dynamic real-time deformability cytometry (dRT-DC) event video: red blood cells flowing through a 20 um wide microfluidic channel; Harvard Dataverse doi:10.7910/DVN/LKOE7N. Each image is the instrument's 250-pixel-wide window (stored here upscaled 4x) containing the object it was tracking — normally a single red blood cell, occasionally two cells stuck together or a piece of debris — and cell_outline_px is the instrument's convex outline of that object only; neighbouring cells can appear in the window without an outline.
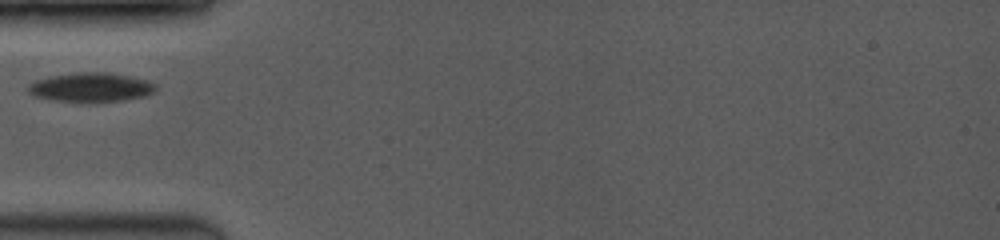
{"species": "common noctule bat (a hibernating species)", "species_latin": "Nyctalus noctula", "temperature_condition": "room temperature", "stored_images_in_passage": 16, "camera_frame_rate_fps": 3500, "um_per_image_px": 0.085, "animal": {"sex": "female", "body_mass_g": 19.0, "forearm_length_mm": 53.3}, "frame": {"image": 1, "passage_image": 1, "time_ms": 0.0, "image_size_px": [1000, 240], "cell_outline_px": [[156, 88], [152, 92], [144, 96], [124, 100], [96, 104], [92, 104], [56, 100], [36, 96], [28, 92], [28, 84], [36, 80], [48, 76], [76, 72], [112, 72], [148, 80], [156, 84]], "centroid_in_image_um": [7.74, 7.43], "position_along_channel_um": 77.3, "area_um2": 22.25}}
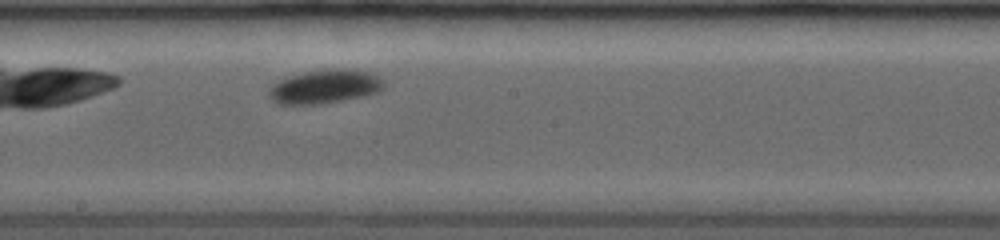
{"frame": {"image": 2, "passage_image": 10, "time_ms": 3.714, "image_size_px": [1000, 240], "cell_outline_px": [[384, 84], [376, 92], [360, 96], [320, 104], [276, 104], [268, 96], [268, 92], [272, 84], [288, 76], [304, 72], [368, 72], [380, 76], [384, 80]], "centroid_in_image_um": [27.5, 7.42], "position_along_channel_um": 220.7, "area_um2": 21.39}}
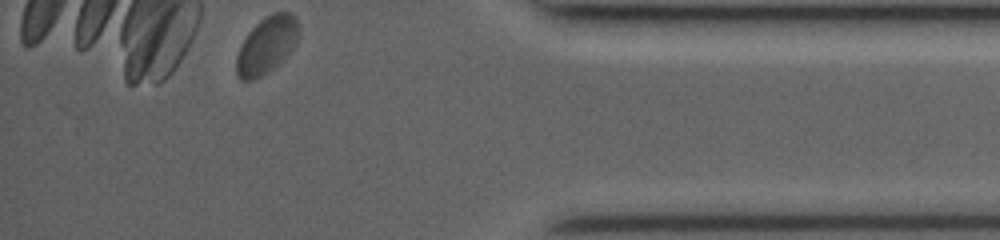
{"frame": {"image": 3, "passage_image": 16, "time_ms": 9.143, "image_size_px": [1000, 240], "cell_outline_px": [[300, 24], [296, 44], [272, 68], [260, 76], [252, 80], [240, 80], [236, 76], [236, 56], [248, 32], [260, 20], [276, 12], [292, 12], [296, 16]], "centroid_in_image_um": [22.67, 3.81], "position_along_channel_um": 412.5, "area_um2": 20.35}}